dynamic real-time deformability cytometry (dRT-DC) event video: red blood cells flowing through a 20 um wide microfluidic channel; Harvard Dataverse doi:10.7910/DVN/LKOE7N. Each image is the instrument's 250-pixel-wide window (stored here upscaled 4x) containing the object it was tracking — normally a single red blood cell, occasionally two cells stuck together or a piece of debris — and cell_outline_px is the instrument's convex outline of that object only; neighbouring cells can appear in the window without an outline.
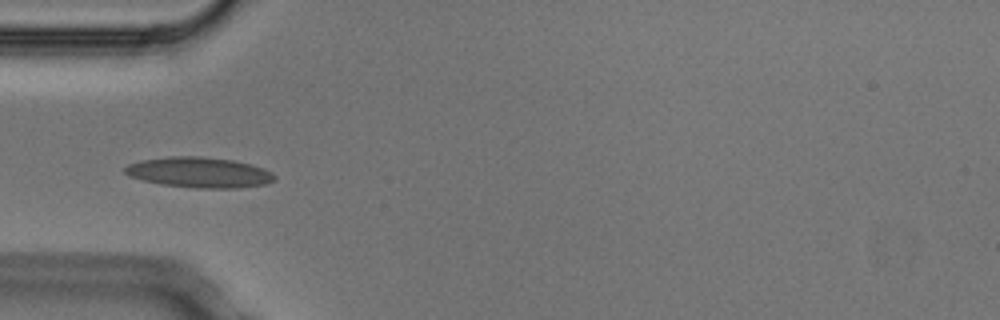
{"species": "Egyptian fruit bat (a non-hibernating species)", "species_latin": "Rousettus aegyptiacus", "temperature_condition": "cold", "stored_images_in_passage": 2, "camera_frame_rate_fps": 3000, "um_per_image_px": 0.085, "animal": {"sex": "male"}, "frame": {"image": 1, "passage_image": 2, "time_ms": 0.333, "image_size_px": [1000, 320], "cell_outline_px": [[276, 180], [268, 184], [236, 188], [196, 188], [164, 184], [144, 180], [128, 176], [124, 172], [124, 168], [128, 164], [140, 160], [168, 156], [200, 156], [232, 160], [264, 168], [272, 172], [276, 176]], "centroid_in_image_um": [16.95, 14.65], "position_along_channel_um": 68.0, "area_um2": 26.59}}